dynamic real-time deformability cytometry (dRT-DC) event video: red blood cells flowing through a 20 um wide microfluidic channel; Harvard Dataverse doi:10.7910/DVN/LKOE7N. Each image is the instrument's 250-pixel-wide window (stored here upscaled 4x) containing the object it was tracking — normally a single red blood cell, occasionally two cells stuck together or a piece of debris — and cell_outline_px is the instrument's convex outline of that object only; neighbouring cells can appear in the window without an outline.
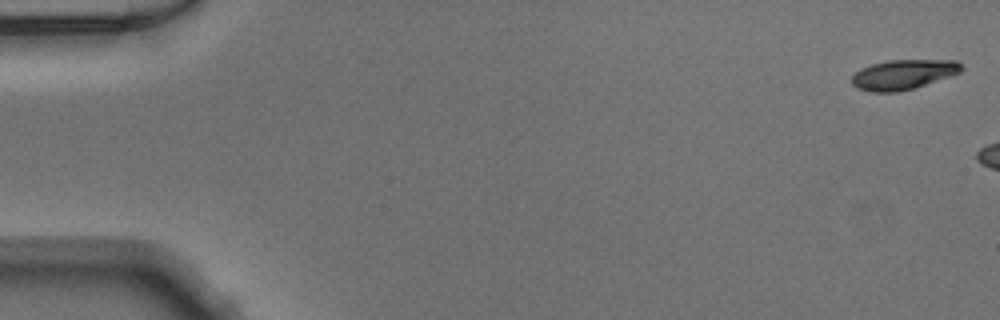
{"species": "Egyptian fruit bat (a non-hibernating species)", "species_latin": "Rousettus aegyptiacus", "temperature_condition": "warm", "stored_images_in_passage": 5, "camera_frame_rate_fps": 3000, "um_per_image_px": 0.085, "animal": {"sex": "male"}, "frame": {"image": 1, "passage_image": 1, "time_ms": 0.0, "image_size_px": [1000, 320], "cell_outline_px": [[964, 68], [960, 72], [912, 88], [896, 92], [872, 92], [856, 88], [852, 84], [852, 76], [860, 68], [872, 64], [888, 60], [956, 60]], "centroid_in_image_um": [76.73, 6.32], "position_along_channel_um": 8.3, "area_um2": 18.79}}